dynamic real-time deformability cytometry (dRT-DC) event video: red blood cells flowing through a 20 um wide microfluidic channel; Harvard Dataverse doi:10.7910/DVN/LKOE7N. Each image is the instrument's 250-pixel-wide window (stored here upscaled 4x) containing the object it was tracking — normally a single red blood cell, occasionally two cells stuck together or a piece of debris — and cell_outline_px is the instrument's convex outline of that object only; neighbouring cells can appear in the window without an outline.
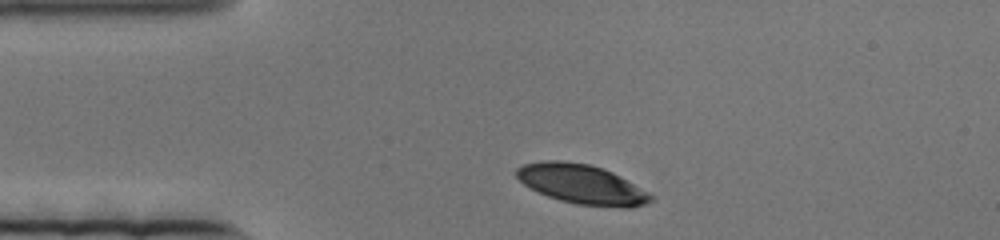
{"species": "human", "species_latin": "Homo sapiens", "temperature_condition": "cold", "stored_images_in_passage": 52, "camera_frame_rate_fps": 3000, "um_per_image_px": 0.085, "donor": {"sex": "female"}, "frame": {"image": 1, "passage_image": 1, "time_ms": 0.0, "image_size_px": [1000, 240], "cell_outline_px": [[652, 200], [644, 204], [628, 208], [624, 208], [576, 204], [560, 200], [548, 196], [524, 184], [516, 176], [516, 168], [524, 164], [544, 160], [560, 160], [588, 164], [604, 168], [620, 176], [648, 192], [652, 196]], "centroid_in_image_um": [49.45, 15.65], "position_along_channel_um": 35.6, "area_um2": 30.63}}
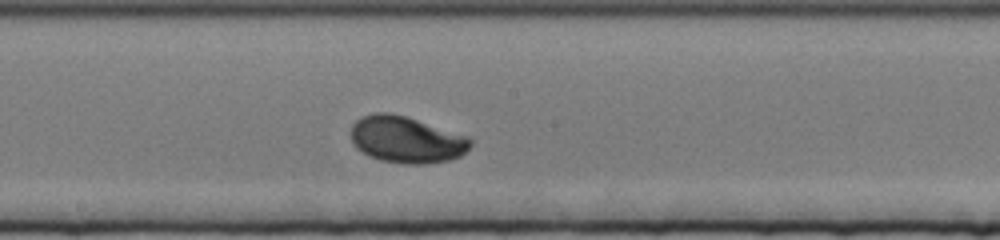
{"frame": {"image": 2, "passage_image": 28, "time_ms": 9.0, "image_size_px": [1000, 240], "cell_outline_px": [[472, 144], [460, 156], [448, 160], [424, 164], [404, 164], [380, 160], [368, 156], [356, 148], [352, 144], [352, 124], [360, 116], [372, 112], [388, 112], [404, 116], [468, 136], [472, 140]], "centroid_in_image_um": [34.5, 11.87], "position_along_channel_um": 213.7, "area_um2": 32.48}}
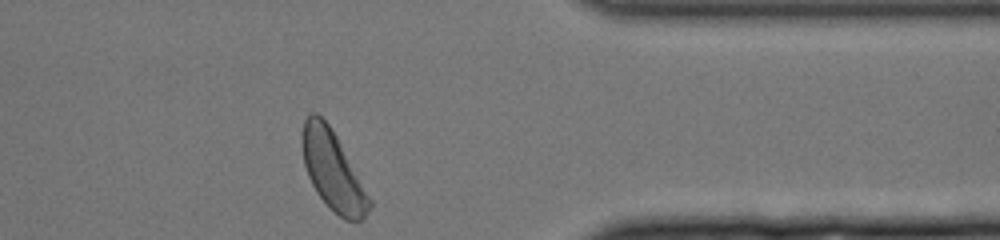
{"frame": {"image": 3, "passage_image": 52, "time_ms": 17.0, "image_size_px": [1000, 240], "cell_outline_px": [[372, 208], [360, 220], [344, 220], [316, 192], [308, 176], [304, 164], [300, 144], [300, 136], [304, 120], [312, 112], [316, 112], [328, 124], [336, 136], [372, 200]], "centroid_in_image_um": [28.26, 14.48], "position_along_channel_um": 383.1, "area_um2": 30.58}}